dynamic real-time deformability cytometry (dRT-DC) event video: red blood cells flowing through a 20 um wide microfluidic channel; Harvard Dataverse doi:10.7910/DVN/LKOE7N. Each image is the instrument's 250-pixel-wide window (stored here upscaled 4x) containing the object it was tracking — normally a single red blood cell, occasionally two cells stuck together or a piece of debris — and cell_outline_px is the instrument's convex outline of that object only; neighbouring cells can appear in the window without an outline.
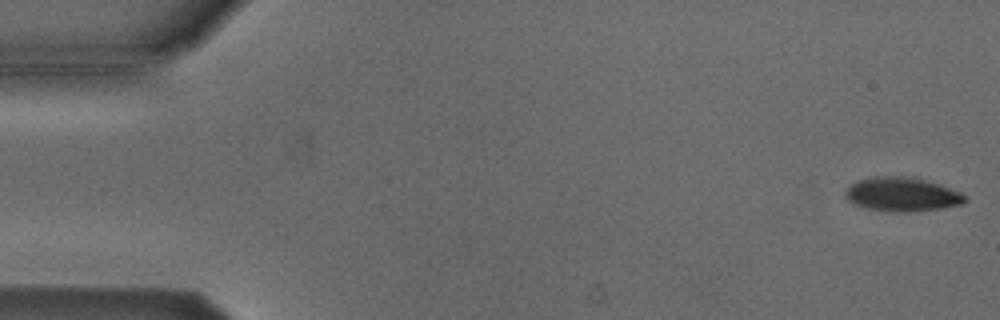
{"species": "Egyptian fruit bat (a non-hibernating species)", "species_latin": "Rousettus aegyptiacus", "temperature_condition": "cold", "stored_images_in_passage": 53, "camera_frame_rate_fps": 3000, "um_per_image_px": 0.085, "animal": {"sex": "male"}, "frame": {"image": 1, "passage_image": 1, "time_ms": 0.0, "image_size_px": [1000, 320], "cell_outline_px": [[964, 200], [960, 204], [940, 208], [908, 212], [896, 212], [868, 208], [856, 204], [848, 200], [844, 192], [852, 184], [860, 180], [876, 176], [900, 176], [924, 180], [960, 192], [964, 196]], "centroid_in_image_um": [76.63, 16.52], "position_along_channel_um": 8.4, "area_um2": 22.89}}
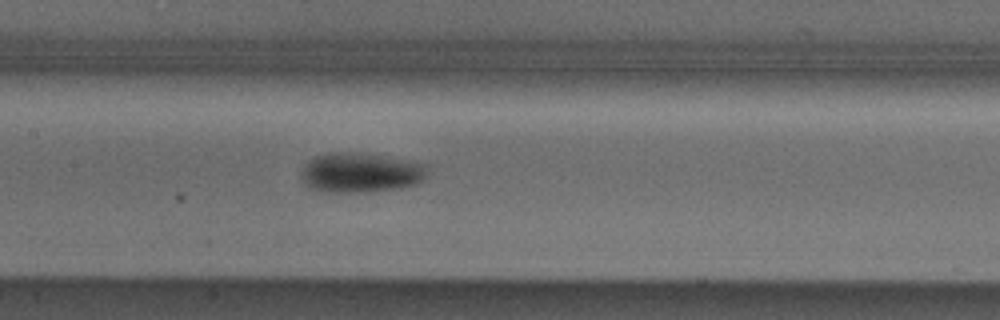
{"frame": {"image": 2, "passage_image": 25, "time_ms": 8.0, "image_size_px": [1000, 320], "cell_outline_px": [[428, 176], [424, 180], [416, 184], [400, 188], [368, 192], [328, 192], [312, 188], [304, 184], [300, 176], [300, 172], [304, 164], [308, 160], [316, 156], [332, 152], [352, 152], [408, 160], [428, 164]], "centroid_in_image_um": [30.67, 14.68], "position_along_channel_um": 176.7, "area_um2": 29.54}}
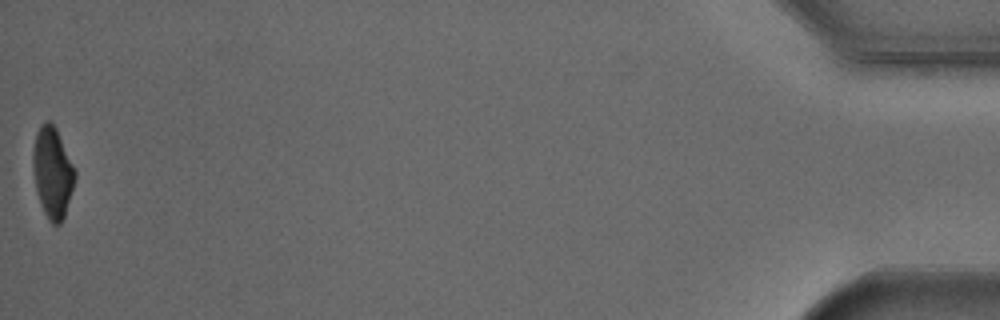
{"frame": {"image": 3, "passage_image": 53, "time_ms": 17.333, "image_size_px": [1000, 320], "cell_outline_px": [[76, 176], [64, 216], [60, 224], [52, 224], [48, 220], [44, 212], [36, 192], [32, 164], [32, 152], [36, 132], [40, 124], [44, 120], [52, 120], [56, 128], [76, 172]], "centroid_in_image_um": [4.43, 14.62], "position_along_channel_um": 430.8, "area_um2": 22.25}, "authors_computed_cell_mechanics": {"area_um2": 24.7384, "velocity_mm_per_s": 3.834, "shape_relaxation_time_tau1_ms": 2.5653, "shape_relaxation_time_tau2_ms": null, "deformation_change_tau1": 0.1121, "deformation_change_tau2": null}}